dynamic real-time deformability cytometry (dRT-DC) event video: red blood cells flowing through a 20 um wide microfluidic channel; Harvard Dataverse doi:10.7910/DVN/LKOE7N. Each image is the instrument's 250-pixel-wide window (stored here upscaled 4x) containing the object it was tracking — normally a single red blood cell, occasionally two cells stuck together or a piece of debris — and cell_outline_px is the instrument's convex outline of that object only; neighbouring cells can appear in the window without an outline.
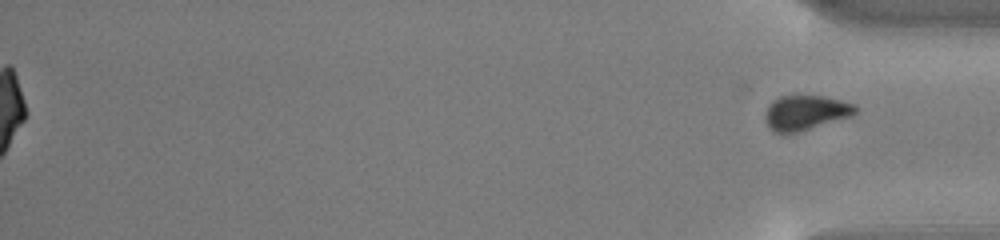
{"species": "common noctule bat (a hibernating species)", "species_latin": "Nyctalus noctula", "temperature_condition": "cold", "stored_images_in_passage": 55, "segment_of_instrument_passage": [2, 2], "camera_frame_rate_fps": 3000, "um_per_image_px": 0.085, "animal": {"sex": "male", "body_mass_g": 13.0, "forearm_length_mm": 53.1}, "frame": {"image": 1, "passage_image": 55, "time_ms": 18.0, "image_size_px": [1000, 240], "cell_outline_px": [[860, 108], [852, 116], [784, 136], [772, 132], [768, 128], [764, 116], [768, 104], [772, 100], [780, 96], [824, 96], [856, 104]], "centroid_in_image_um": [68.44, 9.6], "position_along_channel_um": 366.8, "area_um2": 18.79}}